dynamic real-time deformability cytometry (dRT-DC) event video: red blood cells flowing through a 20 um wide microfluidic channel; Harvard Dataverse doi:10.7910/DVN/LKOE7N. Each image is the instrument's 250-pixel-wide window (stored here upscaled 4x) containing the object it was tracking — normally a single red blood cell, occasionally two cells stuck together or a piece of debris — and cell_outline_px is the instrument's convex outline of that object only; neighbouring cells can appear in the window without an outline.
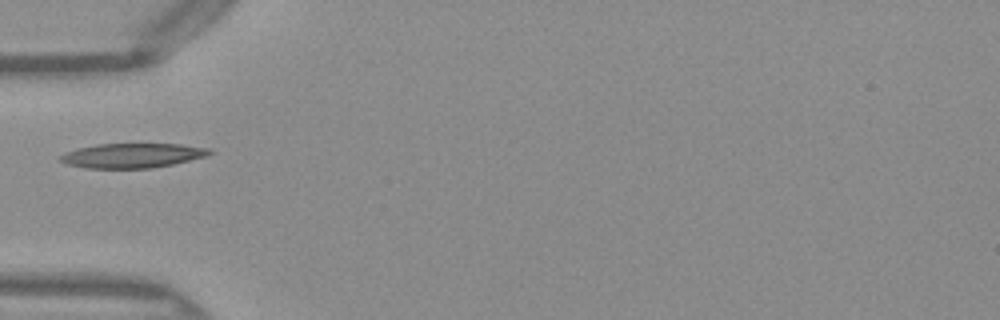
{"species": "Egyptian fruit bat (a non-hibernating species)", "species_latin": "Rousettus aegyptiacus", "temperature_condition": "warm", "stored_images_in_passage": 34, "camera_frame_rate_fps": 3000, "um_per_image_px": 0.085, "frame": {"image": 1, "passage_image": 1, "time_ms": 0.0, "image_size_px": [1000, 320], "cell_outline_px": [[216, 152], [208, 156], [172, 164], [152, 168], [84, 168], [68, 164], [60, 160], [60, 156], [64, 152], [96, 144], [180, 144], [212, 148]], "centroid_in_image_um": [11.32, 13.21], "position_along_channel_um": 73.7, "area_um2": 21.44}}
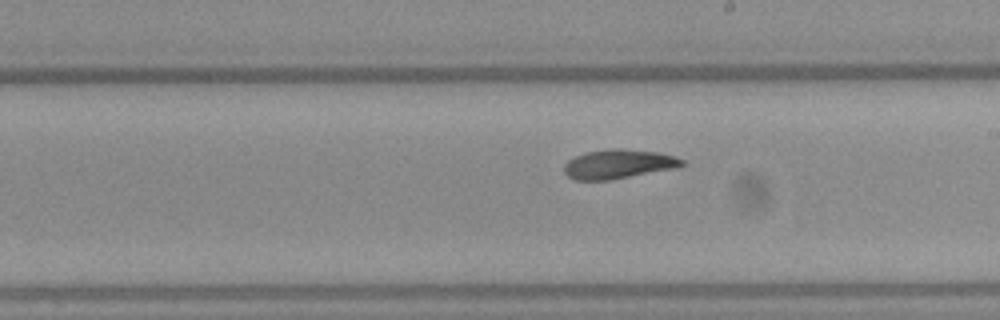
{"frame": {"image": 2, "passage_image": 13, "time_ms": 4.0, "image_size_px": [1000, 320], "cell_outline_px": [[684, 164], [676, 168], [608, 180], [576, 180], [568, 176], [564, 172], [564, 164], [568, 160], [576, 156], [588, 152], [612, 148], [620, 148], [660, 152], [684, 160]], "centroid_in_image_um": [52.56, 13.94], "position_along_channel_um": 236.4, "area_um2": 19.88}}
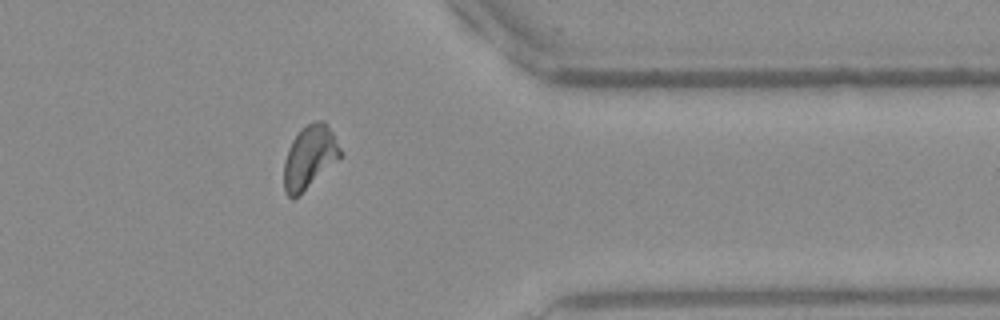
{"frame": {"image": 3, "passage_image": 25, "time_ms": 8.0, "image_size_px": [1000, 320], "cell_outline_px": [[340, 156], [292, 200], [284, 192], [284, 160], [288, 148], [292, 140], [308, 124], [316, 120], [324, 120], [328, 124], [340, 148]], "centroid_in_image_um": [26.27, 13.32], "position_along_channel_um": 385.1, "area_um2": 19.88}}